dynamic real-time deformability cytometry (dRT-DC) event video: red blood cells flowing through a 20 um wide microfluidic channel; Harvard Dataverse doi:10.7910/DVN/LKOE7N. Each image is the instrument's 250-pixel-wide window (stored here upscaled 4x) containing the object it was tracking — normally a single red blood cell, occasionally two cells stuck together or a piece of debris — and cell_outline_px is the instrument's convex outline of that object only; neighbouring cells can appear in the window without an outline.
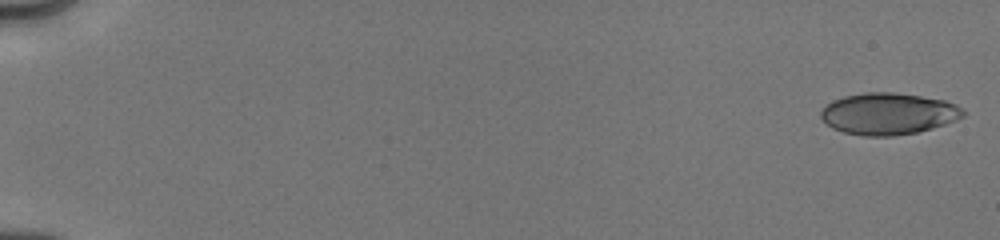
{"species": "human", "species_latin": "Homo sapiens", "temperature_condition": "cold", "stored_images_in_passage": 18, "camera_frame_rate_fps": 3000, "um_per_image_px": 0.085, "donor": {"sex": "male"}, "frame": {"image": 1, "passage_image": 1, "time_ms": 0.0, "image_size_px": [1000, 240], "cell_outline_px": [[964, 116], [956, 120], [932, 128], [916, 132], [892, 136], [864, 136], [844, 132], [832, 128], [820, 116], [820, 112], [832, 100], [844, 96], [868, 92], [892, 92], [920, 96], [944, 100], [956, 104], [964, 108]], "centroid_in_image_um": [75.52, 9.66], "position_along_channel_um": 9.5, "area_um2": 34.39}}
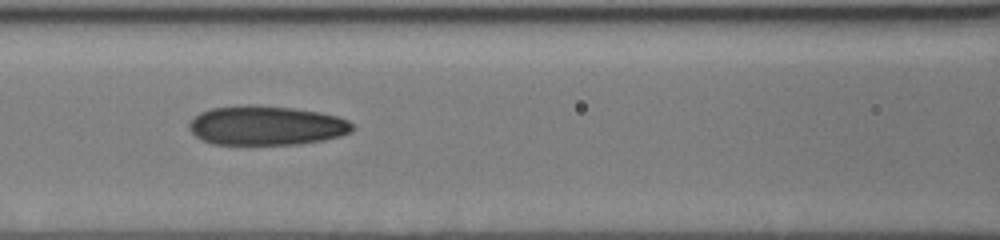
{"frame": {"image": 2, "passage_image": 16, "time_ms": 8.0, "image_size_px": [1000, 240], "cell_outline_px": [[356, 128], [352, 132], [340, 136], [324, 140], [300, 144], [212, 144], [196, 136], [188, 128], [188, 124], [200, 112], [212, 108], [244, 104], [256, 104], [292, 108], [320, 112], [336, 116], [348, 120], [356, 124]], "centroid_in_image_um": [22.68, 10.66], "position_along_channel_um": 143.9, "area_um2": 37.74}}
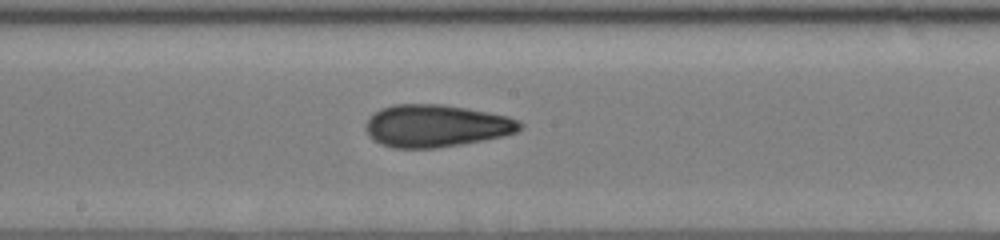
{"frame": {"image": 3, "passage_image": 18, "time_ms": 9.667, "image_size_px": [1000, 240], "cell_outline_px": [[524, 124], [516, 132], [504, 136], [484, 140], [436, 148], [396, 148], [380, 144], [372, 140], [368, 136], [364, 124], [380, 108], [392, 104], [444, 104], [488, 112], [508, 116], [520, 120]], "centroid_in_image_um": [37.06, 10.69], "position_along_channel_um": 211.1, "area_um2": 38.26}}